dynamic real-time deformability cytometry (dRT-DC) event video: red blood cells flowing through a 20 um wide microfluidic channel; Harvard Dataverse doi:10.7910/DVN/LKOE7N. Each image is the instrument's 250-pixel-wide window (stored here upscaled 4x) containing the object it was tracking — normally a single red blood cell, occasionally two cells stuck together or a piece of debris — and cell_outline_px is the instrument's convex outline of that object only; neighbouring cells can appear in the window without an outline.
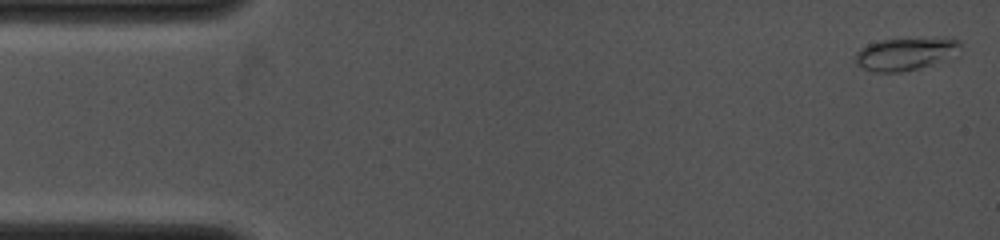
{"species": "common noctule bat (a hibernating species)", "species_latin": "Nyctalus noctula", "temperature_condition": "cold", "stored_images_in_passage": 35, "camera_frame_rate_fps": 4000, "um_per_image_px": 0.085, "animal": {"sex": "female", "body_mass_g": 19.0, "forearm_length_mm": 53.3}, "frame": {"image": 1, "passage_image": 1, "time_ms": 0.0, "image_size_px": [1000, 240], "cell_outline_px": [[960, 56], [952, 60], [920, 68], [900, 72], [872, 72], [856, 64], [856, 52], [860, 48], [868, 44], [880, 40], [952, 36], [960, 40]], "centroid_in_image_um": [77.13, 4.56], "position_along_channel_um": 7.9, "area_um2": 20.98}}
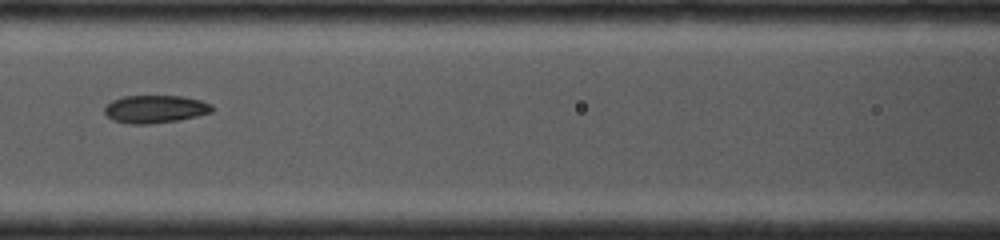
{"frame": {"image": 2, "passage_image": 16, "time_ms": 3.75, "image_size_px": [1000, 240], "cell_outline_px": [[212, 112], [196, 116], [176, 120], [148, 124], [132, 124], [112, 120], [104, 112], [104, 108], [112, 100], [124, 96], [184, 96], [200, 100], [212, 104]], "centroid_in_image_um": [13.18, 9.26], "position_along_channel_um": 153.4, "area_um2": 17.28}}
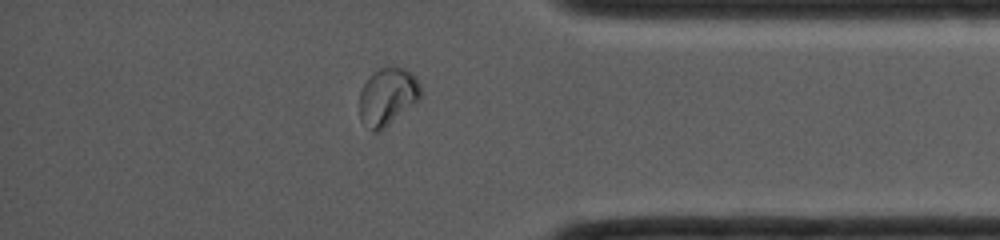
{"frame": {"image": 3, "passage_image": 30, "time_ms": 7.25, "image_size_px": [1000, 240], "cell_outline_px": [[420, 100], [380, 132], [372, 132], [360, 120], [360, 92], [368, 76], [380, 68], [404, 68], [412, 72], [420, 84]], "centroid_in_image_um": [32.94, 8.24], "position_along_channel_um": 402.3, "area_um2": 20.63}}